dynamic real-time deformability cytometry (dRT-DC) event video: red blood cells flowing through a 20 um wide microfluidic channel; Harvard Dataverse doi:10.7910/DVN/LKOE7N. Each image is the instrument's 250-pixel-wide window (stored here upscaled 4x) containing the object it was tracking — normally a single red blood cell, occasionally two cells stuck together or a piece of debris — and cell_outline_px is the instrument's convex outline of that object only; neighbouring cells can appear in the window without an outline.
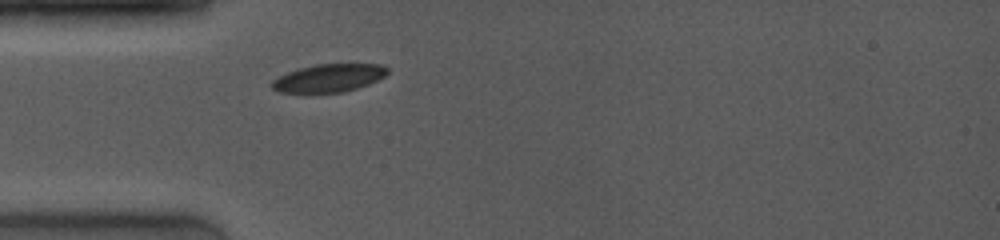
{"species": "common noctule bat (a hibernating species)", "species_latin": "Nyctalus noctula", "temperature_condition": "room temperature", "stored_images_in_passage": 7, "camera_frame_rate_fps": 4000, "um_per_image_px": 0.085, "animal": {"sex": "female", "body_mass_g": 19.0, "forearm_length_mm": 53.3}, "frame": {"image": 1, "passage_image": 1, "time_ms": 0.0, "image_size_px": [1000, 240], "cell_outline_px": [[388, 72], [384, 76], [368, 84], [344, 92], [304, 96], [280, 92], [272, 88], [272, 80], [288, 72], [300, 68], [316, 64], [384, 64], [388, 68]], "centroid_in_image_um": [27.89, 6.68], "position_along_channel_um": 57.1, "area_um2": 19.48}}
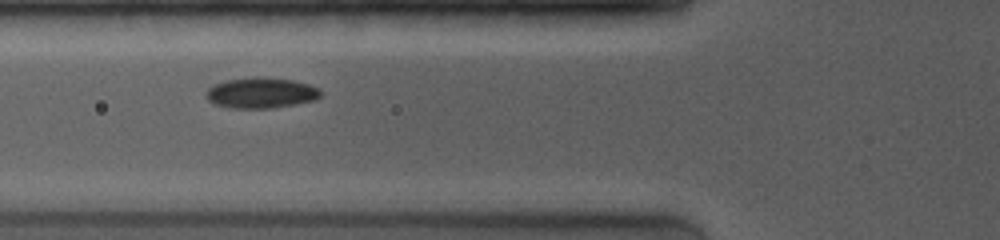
{"frame": {"image": 2, "passage_image": 6, "time_ms": 1.25, "image_size_px": [1000, 240], "cell_outline_px": [[320, 96], [316, 100], [272, 108], [228, 108], [212, 104], [204, 96], [204, 92], [208, 88], [224, 80], [256, 76], [292, 80], [308, 84], [316, 88], [320, 92]], "centroid_in_image_um": [22.11, 7.9], "position_along_channel_um": 103.7, "area_um2": 20.58}}